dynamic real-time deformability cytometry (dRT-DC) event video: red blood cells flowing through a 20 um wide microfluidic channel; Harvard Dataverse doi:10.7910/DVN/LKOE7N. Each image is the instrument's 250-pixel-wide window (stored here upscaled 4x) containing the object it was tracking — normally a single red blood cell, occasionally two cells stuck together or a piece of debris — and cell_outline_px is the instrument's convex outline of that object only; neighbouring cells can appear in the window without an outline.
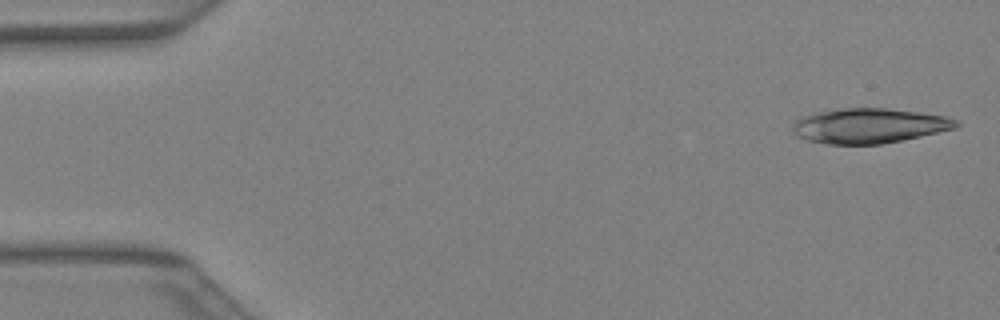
{"species": "Egyptian fruit bat (a non-hibernating species)", "species_latin": "Rousettus aegyptiacus", "temperature_condition": "warm", "stored_images_in_passage": 38, "camera_frame_rate_fps": 3000, "um_per_image_px": 0.085, "animal": {"sex": "female"}, "frame": {"image": 1, "passage_image": 1, "time_ms": 0.0, "image_size_px": [1000, 320], "cell_outline_px": [[960, 124], [956, 128], [904, 140], [880, 144], [828, 144], [808, 140], [792, 132], [792, 124], [796, 120], [812, 112], [844, 108], [888, 108], [948, 116], [960, 120]], "centroid_in_image_um": [73.91, 10.68], "position_along_channel_um": 11.1, "area_um2": 33.47}}